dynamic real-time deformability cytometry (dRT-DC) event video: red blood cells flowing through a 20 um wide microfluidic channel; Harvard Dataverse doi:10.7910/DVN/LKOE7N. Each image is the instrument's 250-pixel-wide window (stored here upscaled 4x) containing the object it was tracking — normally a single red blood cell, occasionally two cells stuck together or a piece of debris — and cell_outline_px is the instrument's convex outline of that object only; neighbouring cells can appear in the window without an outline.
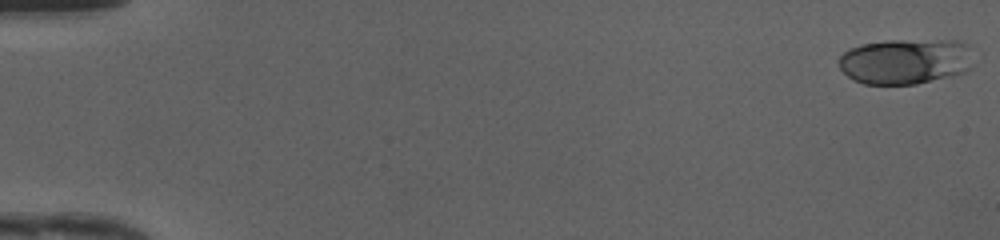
{"species": "human", "species_latin": "Homo sapiens", "temperature_condition": "cold", "stored_images_in_passage": 49, "camera_frame_rate_fps": 3000, "um_per_image_px": 0.085, "donor": {"sex": "female"}, "frame": {"image": 1, "passage_image": 1, "time_ms": 0.0, "image_size_px": [1000, 240], "cell_outline_px": [[972, 68], [964, 72], [952, 76], [916, 84], [864, 84], [848, 76], [840, 68], [836, 60], [848, 48], [860, 44], [884, 40], [960, 40], [968, 44]], "centroid_in_image_um": [76.94, 5.2], "position_along_channel_um": 8.1, "area_um2": 36.13}}
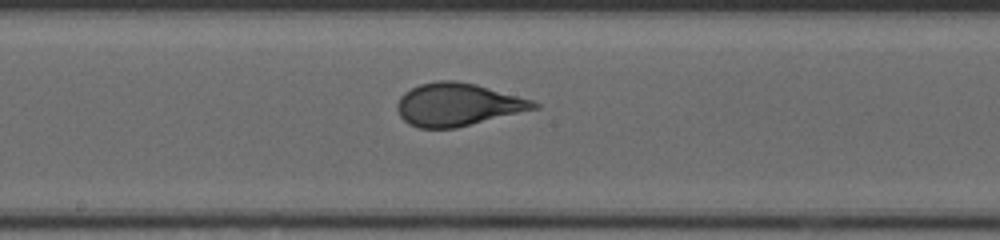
{"frame": {"image": 2, "passage_image": 27, "time_ms": 8.667, "image_size_px": [1000, 240], "cell_outline_px": [[540, 108], [456, 128], [420, 128], [408, 124], [400, 116], [396, 108], [396, 104], [400, 96], [404, 92], [420, 84], [436, 80], [456, 80], [476, 84], [532, 100], [540, 104]], "centroid_in_image_um": [38.89, 8.89], "position_along_channel_um": 209.3, "area_um2": 34.22}}
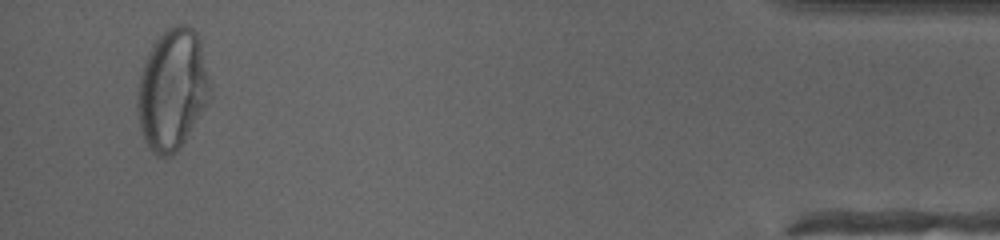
{"frame": {"image": 3, "passage_image": 47, "time_ms": 15.333, "image_size_px": [1000, 240], "cell_outline_px": [[212, 96], [184, 140], [176, 152], [172, 156], [156, 156], [152, 152], [144, 140], [140, 128], [136, 108], [136, 92], [140, 72], [144, 60], [152, 44], [168, 28], [176, 24], [184, 24], [192, 28], [196, 32], [200, 40]], "centroid_in_image_um": [14.61, 7.61], "position_along_channel_um": 420.6, "area_um2": 51.33}, "authors_computed_cell_mechanics": {"area_um2": 34.2176, "velocity_mm_per_s": 4.2083, "shape_relaxation_time_tau1_ms": 4.3081, "shape_relaxation_time_tau2_ms": null, "deformation_change_tau1": 0.1746, "deformation_change_tau2": null}}